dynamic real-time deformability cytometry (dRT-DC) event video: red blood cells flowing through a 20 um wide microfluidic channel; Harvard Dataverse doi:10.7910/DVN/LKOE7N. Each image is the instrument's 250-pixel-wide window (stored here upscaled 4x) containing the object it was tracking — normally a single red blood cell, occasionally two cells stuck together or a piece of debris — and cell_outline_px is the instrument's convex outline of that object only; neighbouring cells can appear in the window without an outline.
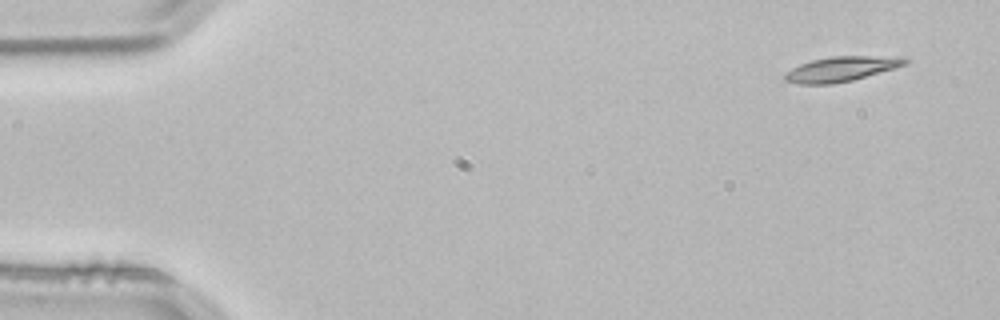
{"species": "common noctule bat (a hibernating species)", "species_latin": "Nyctalus noctula", "temperature_condition": "room temperature", "stored_images_in_passage": 12, "camera_frame_rate_fps": 3000, "um_per_image_px": 0.085, "animal": {"sex": "male", "body_mass_g": 21.5, "forearm_length_mm": 52.0}, "frame": {"image": 1, "passage_image": 1, "time_ms": 0.0, "image_size_px": [1000, 320], "cell_outline_px": [[912, 60], [908, 64], [896, 68], [852, 80], [832, 84], [796, 84], [784, 80], [784, 72], [800, 64], [812, 60], [832, 56], [896, 56]], "centroid_in_image_um": [71.53, 5.86], "position_along_channel_um": 13.5, "area_um2": 17.63}}
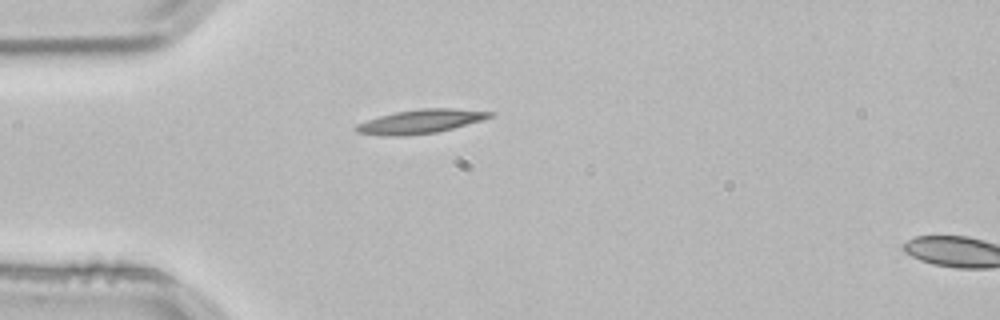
{"frame": {"image": 2, "passage_image": 12, "time_ms": 3.667, "image_size_px": [1000, 320], "cell_outline_px": [[496, 112], [492, 116], [480, 120], [452, 128], [436, 132], [404, 136], [380, 136], [356, 132], [352, 128], [356, 124], [380, 116], [396, 112], [420, 108], [452, 108]], "centroid_in_image_um": [35.68, 10.33], "position_along_channel_um": 49.3, "area_um2": 18.55}}